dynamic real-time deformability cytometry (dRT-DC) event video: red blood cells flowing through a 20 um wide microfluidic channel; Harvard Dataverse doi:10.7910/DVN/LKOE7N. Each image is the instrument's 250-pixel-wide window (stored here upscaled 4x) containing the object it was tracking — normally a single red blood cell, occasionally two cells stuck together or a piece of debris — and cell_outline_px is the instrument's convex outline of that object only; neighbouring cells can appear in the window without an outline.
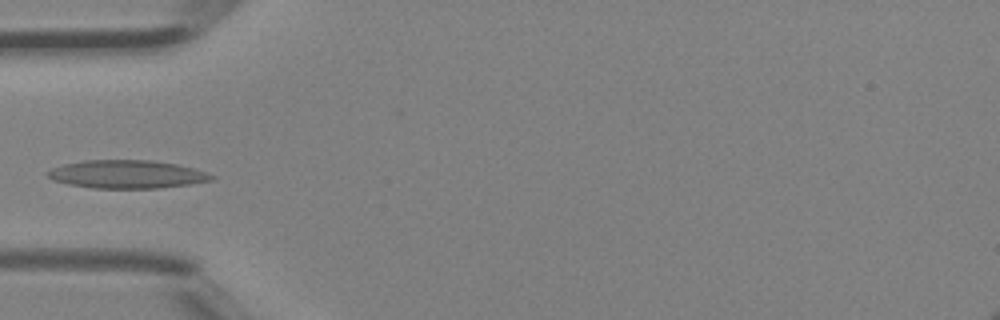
{"species": "Egyptian fruit bat (a non-hibernating species)", "species_latin": "Rousettus aegyptiacus", "temperature_condition": "room temperature", "stored_images_in_passage": 32, "camera_frame_rate_fps": 3000, "um_per_image_px": 0.085, "animal": {"sex": "female"}, "frame": {"image": 1, "passage_image": 1, "time_ms": 0.0, "image_size_px": [1000, 320], "cell_outline_px": [[216, 176], [212, 180], [188, 184], [160, 188], [92, 188], [68, 184], [52, 180], [48, 176], [48, 172], [52, 168], [64, 164], [84, 160], [148, 160], [176, 164], [192, 168]], "centroid_in_image_um": [10.76, 14.81], "position_along_channel_um": 74.2, "area_um2": 26.65}}
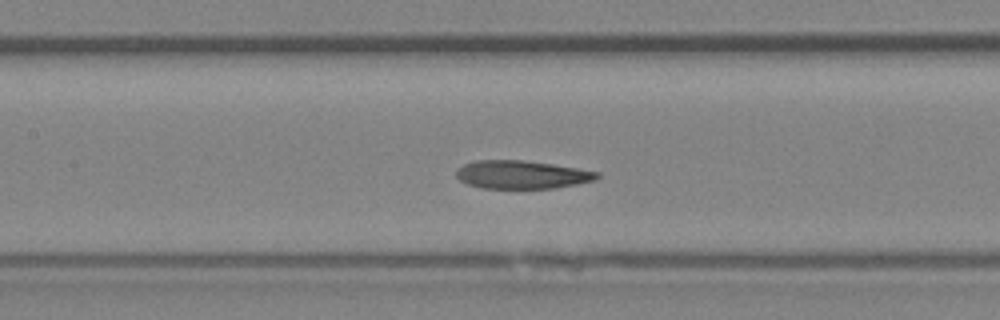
{"frame": {"image": 2, "passage_image": 7, "time_ms": 2.0, "image_size_px": [1000, 320], "cell_outline_px": [[600, 176], [596, 180], [556, 188], [480, 188], [468, 184], [460, 180], [456, 176], [456, 172], [464, 164], [476, 160], [524, 160], [552, 164], [600, 172]], "centroid_in_image_um": [44.37, 14.84], "position_along_channel_um": 163.0, "area_um2": 23.06}}
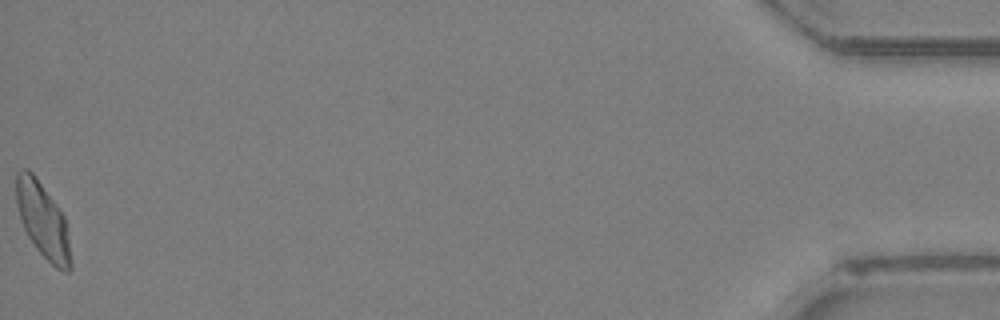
{"frame": {"image": 3, "passage_image": 32, "time_ms": 10.333, "image_size_px": [1000, 320], "cell_outline_px": [[72, 268], [68, 272], [56, 268], [36, 248], [28, 236], [24, 228], [16, 204], [16, 172], [20, 168], [28, 168], [36, 176], [56, 204], [64, 216], [72, 264]], "centroid_in_image_um": [3.62, 18.69], "position_along_channel_um": 431.6, "area_um2": 23.64}}